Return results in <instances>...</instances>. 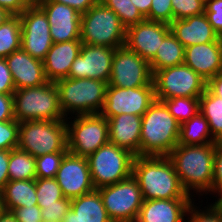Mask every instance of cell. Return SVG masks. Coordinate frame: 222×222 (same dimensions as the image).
Listing matches in <instances>:
<instances>
[{
  "instance_id": "18",
  "label": "cell",
  "mask_w": 222,
  "mask_h": 222,
  "mask_svg": "<svg viewBox=\"0 0 222 222\" xmlns=\"http://www.w3.org/2000/svg\"><path fill=\"white\" fill-rule=\"evenodd\" d=\"M46 14L53 43L80 40L81 14L72 7L53 1L35 2Z\"/></svg>"
},
{
  "instance_id": "26",
  "label": "cell",
  "mask_w": 222,
  "mask_h": 222,
  "mask_svg": "<svg viewBox=\"0 0 222 222\" xmlns=\"http://www.w3.org/2000/svg\"><path fill=\"white\" fill-rule=\"evenodd\" d=\"M6 211L38 205L35 180L8 181L1 191Z\"/></svg>"
},
{
  "instance_id": "44",
  "label": "cell",
  "mask_w": 222,
  "mask_h": 222,
  "mask_svg": "<svg viewBox=\"0 0 222 222\" xmlns=\"http://www.w3.org/2000/svg\"><path fill=\"white\" fill-rule=\"evenodd\" d=\"M15 85L5 58H0V94L13 95Z\"/></svg>"
},
{
  "instance_id": "40",
  "label": "cell",
  "mask_w": 222,
  "mask_h": 222,
  "mask_svg": "<svg viewBox=\"0 0 222 222\" xmlns=\"http://www.w3.org/2000/svg\"><path fill=\"white\" fill-rule=\"evenodd\" d=\"M145 18L150 21L170 24L173 21L171 0H152L150 12Z\"/></svg>"
},
{
  "instance_id": "2",
  "label": "cell",
  "mask_w": 222,
  "mask_h": 222,
  "mask_svg": "<svg viewBox=\"0 0 222 222\" xmlns=\"http://www.w3.org/2000/svg\"><path fill=\"white\" fill-rule=\"evenodd\" d=\"M215 143L205 145L178 144L168 155L172 161L182 187L191 196L197 193H211Z\"/></svg>"
},
{
  "instance_id": "25",
  "label": "cell",
  "mask_w": 222,
  "mask_h": 222,
  "mask_svg": "<svg viewBox=\"0 0 222 222\" xmlns=\"http://www.w3.org/2000/svg\"><path fill=\"white\" fill-rule=\"evenodd\" d=\"M63 222H113L97 189L71 199V209Z\"/></svg>"
},
{
  "instance_id": "35",
  "label": "cell",
  "mask_w": 222,
  "mask_h": 222,
  "mask_svg": "<svg viewBox=\"0 0 222 222\" xmlns=\"http://www.w3.org/2000/svg\"><path fill=\"white\" fill-rule=\"evenodd\" d=\"M67 152H53L36 157V178H55Z\"/></svg>"
},
{
  "instance_id": "17",
  "label": "cell",
  "mask_w": 222,
  "mask_h": 222,
  "mask_svg": "<svg viewBox=\"0 0 222 222\" xmlns=\"http://www.w3.org/2000/svg\"><path fill=\"white\" fill-rule=\"evenodd\" d=\"M170 32V24L145 19L126 29L125 46L150 62Z\"/></svg>"
},
{
  "instance_id": "7",
  "label": "cell",
  "mask_w": 222,
  "mask_h": 222,
  "mask_svg": "<svg viewBox=\"0 0 222 222\" xmlns=\"http://www.w3.org/2000/svg\"><path fill=\"white\" fill-rule=\"evenodd\" d=\"M67 121L20 122L18 148L35 158L53 152H68Z\"/></svg>"
},
{
  "instance_id": "38",
  "label": "cell",
  "mask_w": 222,
  "mask_h": 222,
  "mask_svg": "<svg viewBox=\"0 0 222 222\" xmlns=\"http://www.w3.org/2000/svg\"><path fill=\"white\" fill-rule=\"evenodd\" d=\"M192 203L188 209V222H222V208L214 202L209 205L206 210L198 209Z\"/></svg>"
},
{
  "instance_id": "41",
  "label": "cell",
  "mask_w": 222,
  "mask_h": 222,
  "mask_svg": "<svg viewBox=\"0 0 222 222\" xmlns=\"http://www.w3.org/2000/svg\"><path fill=\"white\" fill-rule=\"evenodd\" d=\"M204 13L215 32L222 38V0H208Z\"/></svg>"
},
{
  "instance_id": "30",
  "label": "cell",
  "mask_w": 222,
  "mask_h": 222,
  "mask_svg": "<svg viewBox=\"0 0 222 222\" xmlns=\"http://www.w3.org/2000/svg\"><path fill=\"white\" fill-rule=\"evenodd\" d=\"M36 158L20 148L10 150L8 175L10 181L35 180Z\"/></svg>"
},
{
  "instance_id": "27",
  "label": "cell",
  "mask_w": 222,
  "mask_h": 222,
  "mask_svg": "<svg viewBox=\"0 0 222 222\" xmlns=\"http://www.w3.org/2000/svg\"><path fill=\"white\" fill-rule=\"evenodd\" d=\"M185 47L170 32L157 49L155 57L149 62L152 74L155 71L184 63Z\"/></svg>"
},
{
  "instance_id": "4",
  "label": "cell",
  "mask_w": 222,
  "mask_h": 222,
  "mask_svg": "<svg viewBox=\"0 0 222 222\" xmlns=\"http://www.w3.org/2000/svg\"><path fill=\"white\" fill-rule=\"evenodd\" d=\"M55 83L59 93L60 107L66 118L69 113L73 115L101 113L107 83L90 78H63Z\"/></svg>"
},
{
  "instance_id": "53",
  "label": "cell",
  "mask_w": 222,
  "mask_h": 222,
  "mask_svg": "<svg viewBox=\"0 0 222 222\" xmlns=\"http://www.w3.org/2000/svg\"><path fill=\"white\" fill-rule=\"evenodd\" d=\"M6 211L5 209V205H4V202H3V197H2V194L0 192V216Z\"/></svg>"
},
{
  "instance_id": "54",
  "label": "cell",
  "mask_w": 222,
  "mask_h": 222,
  "mask_svg": "<svg viewBox=\"0 0 222 222\" xmlns=\"http://www.w3.org/2000/svg\"><path fill=\"white\" fill-rule=\"evenodd\" d=\"M215 202L222 208V194L219 196V198Z\"/></svg>"
},
{
  "instance_id": "46",
  "label": "cell",
  "mask_w": 222,
  "mask_h": 222,
  "mask_svg": "<svg viewBox=\"0 0 222 222\" xmlns=\"http://www.w3.org/2000/svg\"><path fill=\"white\" fill-rule=\"evenodd\" d=\"M31 3L30 0H0V8L19 16Z\"/></svg>"
},
{
  "instance_id": "34",
  "label": "cell",
  "mask_w": 222,
  "mask_h": 222,
  "mask_svg": "<svg viewBox=\"0 0 222 222\" xmlns=\"http://www.w3.org/2000/svg\"><path fill=\"white\" fill-rule=\"evenodd\" d=\"M36 196L38 206L56 204V201L63 199L62 190L55 178H36Z\"/></svg>"
},
{
  "instance_id": "28",
  "label": "cell",
  "mask_w": 222,
  "mask_h": 222,
  "mask_svg": "<svg viewBox=\"0 0 222 222\" xmlns=\"http://www.w3.org/2000/svg\"><path fill=\"white\" fill-rule=\"evenodd\" d=\"M216 142L211 135L207 119L200 111L180 125L178 144L205 145Z\"/></svg>"
},
{
  "instance_id": "10",
  "label": "cell",
  "mask_w": 222,
  "mask_h": 222,
  "mask_svg": "<svg viewBox=\"0 0 222 222\" xmlns=\"http://www.w3.org/2000/svg\"><path fill=\"white\" fill-rule=\"evenodd\" d=\"M72 121L67 122L68 152L87 158L109 142L108 121L101 114L75 115Z\"/></svg>"
},
{
  "instance_id": "37",
  "label": "cell",
  "mask_w": 222,
  "mask_h": 222,
  "mask_svg": "<svg viewBox=\"0 0 222 222\" xmlns=\"http://www.w3.org/2000/svg\"><path fill=\"white\" fill-rule=\"evenodd\" d=\"M19 122L15 119L0 121V150H12L18 147Z\"/></svg>"
},
{
  "instance_id": "19",
  "label": "cell",
  "mask_w": 222,
  "mask_h": 222,
  "mask_svg": "<svg viewBox=\"0 0 222 222\" xmlns=\"http://www.w3.org/2000/svg\"><path fill=\"white\" fill-rule=\"evenodd\" d=\"M15 89L38 87L48 82L43 61L32 57L22 48L5 58Z\"/></svg>"
},
{
  "instance_id": "22",
  "label": "cell",
  "mask_w": 222,
  "mask_h": 222,
  "mask_svg": "<svg viewBox=\"0 0 222 222\" xmlns=\"http://www.w3.org/2000/svg\"><path fill=\"white\" fill-rule=\"evenodd\" d=\"M170 30L185 48L220 39L205 13L174 20L170 23Z\"/></svg>"
},
{
  "instance_id": "6",
  "label": "cell",
  "mask_w": 222,
  "mask_h": 222,
  "mask_svg": "<svg viewBox=\"0 0 222 222\" xmlns=\"http://www.w3.org/2000/svg\"><path fill=\"white\" fill-rule=\"evenodd\" d=\"M126 28L117 14L98 1L81 14L80 40L83 44L119 48L125 45Z\"/></svg>"
},
{
  "instance_id": "5",
  "label": "cell",
  "mask_w": 222,
  "mask_h": 222,
  "mask_svg": "<svg viewBox=\"0 0 222 222\" xmlns=\"http://www.w3.org/2000/svg\"><path fill=\"white\" fill-rule=\"evenodd\" d=\"M14 117L17 122L35 120H66L59 103V93L55 82H47L38 87L15 90Z\"/></svg>"
},
{
  "instance_id": "1",
  "label": "cell",
  "mask_w": 222,
  "mask_h": 222,
  "mask_svg": "<svg viewBox=\"0 0 222 222\" xmlns=\"http://www.w3.org/2000/svg\"><path fill=\"white\" fill-rule=\"evenodd\" d=\"M132 175L139 183L144 200L193 197L182 187L168 156H135Z\"/></svg>"
},
{
  "instance_id": "45",
  "label": "cell",
  "mask_w": 222,
  "mask_h": 222,
  "mask_svg": "<svg viewBox=\"0 0 222 222\" xmlns=\"http://www.w3.org/2000/svg\"><path fill=\"white\" fill-rule=\"evenodd\" d=\"M13 95L0 94V121L14 120Z\"/></svg>"
},
{
  "instance_id": "42",
  "label": "cell",
  "mask_w": 222,
  "mask_h": 222,
  "mask_svg": "<svg viewBox=\"0 0 222 222\" xmlns=\"http://www.w3.org/2000/svg\"><path fill=\"white\" fill-rule=\"evenodd\" d=\"M212 194H222V141L215 143V155L213 165V182L211 185Z\"/></svg>"
},
{
  "instance_id": "52",
  "label": "cell",
  "mask_w": 222,
  "mask_h": 222,
  "mask_svg": "<svg viewBox=\"0 0 222 222\" xmlns=\"http://www.w3.org/2000/svg\"><path fill=\"white\" fill-rule=\"evenodd\" d=\"M11 14H9L5 9L0 8V26L7 20Z\"/></svg>"
},
{
  "instance_id": "47",
  "label": "cell",
  "mask_w": 222,
  "mask_h": 222,
  "mask_svg": "<svg viewBox=\"0 0 222 222\" xmlns=\"http://www.w3.org/2000/svg\"><path fill=\"white\" fill-rule=\"evenodd\" d=\"M38 1H53L63 3L75 9L80 14L87 12L99 0H38Z\"/></svg>"
},
{
  "instance_id": "14",
  "label": "cell",
  "mask_w": 222,
  "mask_h": 222,
  "mask_svg": "<svg viewBox=\"0 0 222 222\" xmlns=\"http://www.w3.org/2000/svg\"><path fill=\"white\" fill-rule=\"evenodd\" d=\"M153 74L149 62L125 45L116 48L112 59L110 86L138 88L152 82Z\"/></svg>"
},
{
  "instance_id": "23",
  "label": "cell",
  "mask_w": 222,
  "mask_h": 222,
  "mask_svg": "<svg viewBox=\"0 0 222 222\" xmlns=\"http://www.w3.org/2000/svg\"><path fill=\"white\" fill-rule=\"evenodd\" d=\"M109 142L140 156V135L142 117L133 114H120L107 119Z\"/></svg>"
},
{
  "instance_id": "36",
  "label": "cell",
  "mask_w": 222,
  "mask_h": 222,
  "mask_svg": "<svg viewBox=\"0 0 222 222\" xmlns=\"http://www.w3.org/2000/svg\"><path fill=\"white\" fill-rule=\"evenodd\" d=\"M171 3L173 21L199 15L205 11V3L201 0H171Z\"/></svg>"
},
{
  "instance_id": "43",
  "label": "cell",
  "mask_w": 222,
  "mask_h": 222,
  "mask_svg": "<svg viewBox=\"0 0 222 222\" xmlns=\"http://www.w3.org/2000/svg\"><path fill=\"white\" fill-rule=\"evenodd\" d=\"M11 212L18 222H43L38 205L15 208Z\"/></svg>"
},
{
  "instance_id": "16",
  "label": "cell",
  "mask_w": 222,
  "mask_h": 222,
  "mask_svg": "<svg viewBox=\"0 0 222 222\" xmlns=\"http://www.w3.org/2000/svg\"><path fill=\"white\" fill-rule=\"evenodd\" d=\"M63 196L73 199L93 191L94 185L86 157L67 152L56 173Z\"/></svg>"
},
{
  "instance_id": "11",
  "label": "cell",
  "mask_w": 222,
  "mask_h": 222,
  "mask_svg": "<svg viewBox=\"0 0 222 222\" xmlns=\"http://www.w3.org/2000/svg\"><path fill=\"white\" fill-rule=\"evenodd\" d=\"M113 222H135L143 204L137 179L131 175L115 184L97 189Z\"/></svg>"
},
{
  "instance_id": "15",
  "label": "cell",
  "mask_w": 222,
  "mask_h": 222,
  "mask_svg": "<svg viewBox=\"0 0 222 222\" xmlns=\"http://www.w3.org/2000/svg\"><path fill=\"white\" fill-rule=\"evenodd\" d=\"M115 48L82 43L80 54L73 61L67 78H90L109 83Z\"/></svg>"
},
{
  "instance_id": "24",
  "label": "cell",
  "mask_w": 222,
  "mask_h": 222,
  "mask_svg": "<svg viewBox=\"0 0 222 222\" xmlns=\"http://www.w3.org/2000/svg\"><path fill=\"white\" fill-rule=\"evenodd\" d=\"M81 40L53 43L43 60L44 72L49 82L67 78L70 67L80 54Z\"/></svg>"
},
{
  "instance_id": "29",
  "label": "cell",
  "mask_w": 222,
  "mask_h": 222,
  "mask_svg": "<svg viewBox=\"0 0 222 222\" xmlns=\"http://www.w3.org/2000/svg\"><path fill=\"white\" fill-rule=\"evenodd\" d=\"M199 100L200 112L208 121L211 135L216 141H222V98L206 88Z\"/></svg>"
},
{
  "instance_id": "12",
  "label": "cell",
  "mask_w": 222,
  "mask_h": 222,
  "mask_svg": "<svg viewBox=\"0 0 222 222\" xmlns=\"http://www.w3.org/2000/svg\"><path fill=\"white\" fill-rule=\"evenodd\" d=\"M155 100L153 81L138 88H120L108 84L100 114L106 119L123 113L142 116Z\"/></svg>"
},
{
  "instance_id": "49",
  "label": "cell",
  "mask_w": 222,
  "mask_h": 222,
  "mask_svg": "<svg viewBox=\"0 0 222 222\" xmlns=\"http://www.w3.org/2000/svg\"><path fill=\"white\" fill-rule=\"evenodd\" d=\"M206 88L213 95L222 98V71L207 81Z\"/></svg>"
},
{
  "instance_id": "20",
  "label": "cell",
  "mask_w": 222,
  "mask_h": 222,
  "mask_svg": "<svg viewBox=\"0 0 222 222\" xmlns=\"http://www.w3.org/2000/svg\"><path fill=\"white\" fill-rule=\"evenodd\" d=\"M184 64L206 81L222 71V38L185 48Z\"/></svg>"
},
{
  "instance_id": "3",
  "label": "cell",
  "mask_w": 222,
  "mask_h": 222,
  "mask_svg": "<svg viewBox=\"0 0 222 222\" xmlns=\"http://www.w3.org/2000/svg\"><path fill=\"white\" fill-rule=\"evenodd\" d=\"M141 117L140 156H168L178 145V121L165 103L157 99Z\"/></svg>"
},
{
  "instance_id": "21",
  "label": "cell",
  "mask_w": 222,
  "mask_h": 222,
  "mask_svg": "<svg viewBox=\"0 0 222 222\" xmlns=\"http://www.w3.org/2000/svg\"><path fill=\"white\" fill-rule=\"evenodd\" d=\"M192 199L144 200L135 222H185Z\"/></svg>"
},
{
  "instance_id": "33",
  "label": "cell",
  "mask_w": 222,
  "mask_h": 222,
  "mask_svg": "<svg viewBox=\"0 0 222 222\" xmlns=\"http://www.w3.org/2000/svg\"><path fill=\"white\" fill-rule=\"evenodd\" d=\"M106 7L113 10L122 25L127 29L130 26L136 25L146 18L140 13L138 8L134 6L133 0H99Z\"/></svg>"
},
{
  "instance_id": "8",
  "label": "cell",
  "mask_w": 222,
  "mask_h": 222,
  "mask_svg": "<svg viewBox=\"0 0 222 222\" xmlns=\"http://www.w3.org/2000/svg\"><path fill=\"white\" fill-rule=\"evenodd\" d=\"M135 155L108 142L87 157L95 189L127 179L133 172Z\"/></svg>"
},
{
  "instance_id": "13",
  "label": "cell",
  "mask_w": 222,
  "mask_h": 222,
  "mask_svg": "<svg viewBox=\"0 0 222 222\" xmlns=\"http://www.w3.org/2000/svg\"><path fill=\"white\" fill-rule=\"evenodd\" d=\"M21 48L34 58L44 60L53 45L45 12L32 2L20 15Z\"/></svg>"
},
{
  "instance_id": "48",
  "label": "cell",
  "mask_w": 222,
  "mask_h": 222,
  "mask_svg": "<svg viewBox=\"0 0 222 222\" xmlns=\"http://www.w3.org/2000/svg\"><path fill=\"white\" fill-rule=\"evenodd\" d=\"M10 150H0V192L9 181L8 163Z\"/></svg>"
},
{
  "instance_id": "31",
  "label": "cell",
  "mask_w": 222,
  "mask_h": 222,
  "mask_svg": "<svg viewBox=\"0 0 222 222\" xmlns=\"http://www.w3.org/2000/svg\"><path fill=\"white\" fill-rule=\"evenodd\" d=\"M21 49V22L18 15H11L0 26V58H6Z\"/></svg>"
},
{
  "instance_id": "32",
  "label": "cell",
  "mask_w": 222,
  "mask_h": 222,
  "mask_svg": "<svg viewBox=\"0 0 222 222\" xmlns=\"http://www.w3.org/2000/svg\"><path fill=\"white\" fill-rule=\"evenodd\" d=\"M165 103L169 112L181 125L190 120L200 111L199 98L175 97L167 100H160Z\"/></svg>"
},
{
  "instance_id": "51",
  "label": "cell",
  "mask_w": 222,
  "mask_h": 222,
  "mask_svg": "<svg viewBox=\"0 0 222 222\" xmlns=\"http://www.w3.org/2000/svg\"><path fill=\"white\" fill-rule=\"evenodd\" d=\"M0 222H18L16 217L12 214V212L5 211L0 216Z\"/></svg>"
},
{
  "instance_id": "9",
  "label": "cell",
  "mask_w": 222,
  "mask_h": 222,
  "mask_svg": "<svg viewBox=\"0 0 222 222\" xmlns=\"http://www.w3.org/2000/svg\"><path fill=\"white\" fill-rule=\"evenodd\" d=\"M152 81L157 100L199 98L207 86V81L184 63L155 71Z\"/></svg>"
},
{
  "instance_id": "39",
  "label": "cell",
  "mask_w": 222,
  "mask_h": 222,
  "mask_svg": "<svg viewBox=\"0 0 222 222\" xmlns=\"http://www.w3.org/2000/svg\"><path fill=\"white\" fill-rule=\"evenodd\" d=\"M71 209V199L64 197L56 204L44 205L41 208L43 222H63L64 217Z\"/></svg>"
},
{
  "instance_id": "50",
  "label": "cell",
  "mask_w": 222,
  "mask_h": 222,
  "mask_svg": "<svg viewBox=\"0 0 222 222\" xmlns=\"http://www.w3.org/2000/svg\"><path fill=\"white\" fill-rule=\"evenodd\" d=\"M133 2H134L133 5L136 6V8H138L140 13L144 17H146L149 14L152 0H133Z\"/></svg>"
}]
</instances>
